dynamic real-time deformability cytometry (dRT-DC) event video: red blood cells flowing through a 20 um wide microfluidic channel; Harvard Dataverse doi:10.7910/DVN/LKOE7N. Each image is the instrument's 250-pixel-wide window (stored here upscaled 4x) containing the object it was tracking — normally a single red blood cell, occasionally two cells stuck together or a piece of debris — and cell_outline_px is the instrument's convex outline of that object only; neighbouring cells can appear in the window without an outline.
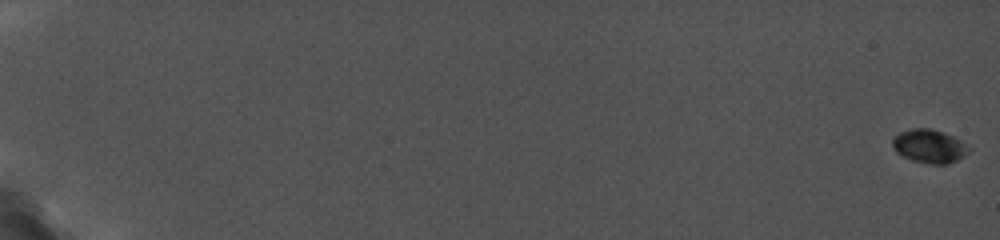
{"species": "common noctule bat (a hibernating species)", "species_latin": "Nyctalus noctula", "temperature_condition": "cold", "stored_images_in_passage": 59, "camera_frame_rate_fps": 5000, "um_per_image_px": 0.085, "animal": {"sex": "female", "body_mass_g": 19.0, "forearm_length_mm": 56.7}, "frame": {"image": 1, "passage_image": 1, "time_ms": 0.0, "image_size_px": [1000, 240], "cell_outline_px": [[972, 148], [964, 156], [948, 164], [928, 164], [912, 160], [896, 152], [892, 148], [892, 140], [900, 132], [912, 128], [932, 128], [944, 132], [960, 140]], "centroid_in_image_um": [79.0, 12.42], "position_along_channel_um": 6.0, "area_um2": 14.97}}
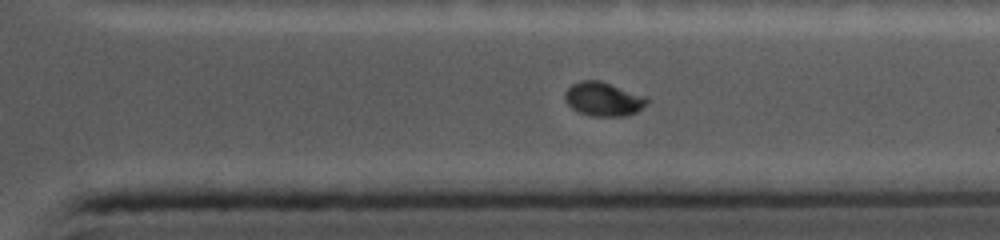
{"frame": {"image": 2, "passage_image": 48, "time_ms": 15.6, "image_size_px": [1000, 240], "cell_outline_px": [[648, 104], [636, 112], [628, 116], [592, 116], [580, 112], [572, 108], [564, 100], [564, 92], [572, 84], [580, 80], [600, 80], [648, 96]], "centroid_in_image_um": [51.31, 8.41], "position_along_channel_um": 360.1, "area_um2": 16.47}}
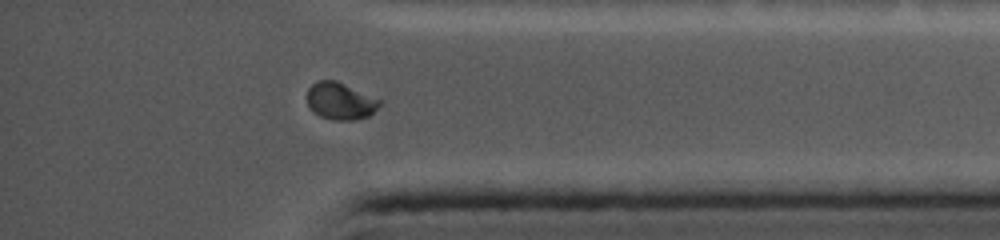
{"frame": {"image": 3, "passage_image": 53, "time_ms": 16.8, "image_size_px": [1000, 240], "cell_outline_px": [[380, 104], [368, 116], [356, 120], [332, 120], [320, 116], [312, 112], [308, 104], [308, 88], [316, 80], [336, 80], [380, 100]], "centroid_in_image_um": [28.88, 8.59], "position_along_channel_um": 406.3, "area_um2": 15.49}}